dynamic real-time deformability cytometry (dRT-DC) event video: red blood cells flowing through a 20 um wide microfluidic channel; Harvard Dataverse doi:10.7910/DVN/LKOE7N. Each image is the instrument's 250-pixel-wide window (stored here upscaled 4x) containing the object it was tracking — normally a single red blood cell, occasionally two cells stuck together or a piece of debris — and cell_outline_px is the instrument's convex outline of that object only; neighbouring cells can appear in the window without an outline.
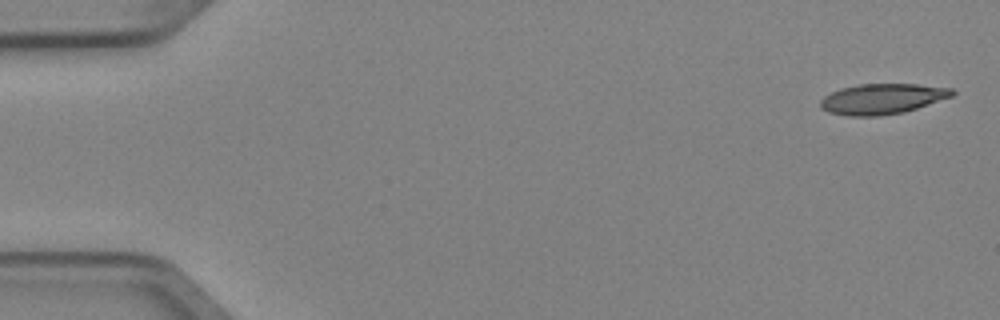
{"species": "Egyptian fruit bat (a non-hibernating species)", "species_latin": "Rousettus aegyptiacus", "temperature_condition": "cold", "stored_images_in_passage": 5, "camera_frame_rate_fps": 3000, "um_per_image_px": 0.085, "animal": {"sex": "female"}, "frame": {"image": 1, "passage_image": 1, "time_ms": 0.0, "image_size_px": [1000, 320], "cell_outline_px": [[956, 92], [952, 96], [904, 112], [880, 116], [848, 116], [828, 112], [820, 108], [820, 100], [824, 96], [840, 88], [860, 84], [916, 84], [952, 88]], "centroid_in_image_um": [74.96, 8.4], "position_along_channel_um": 10.0, "area_um2": 23.35}}
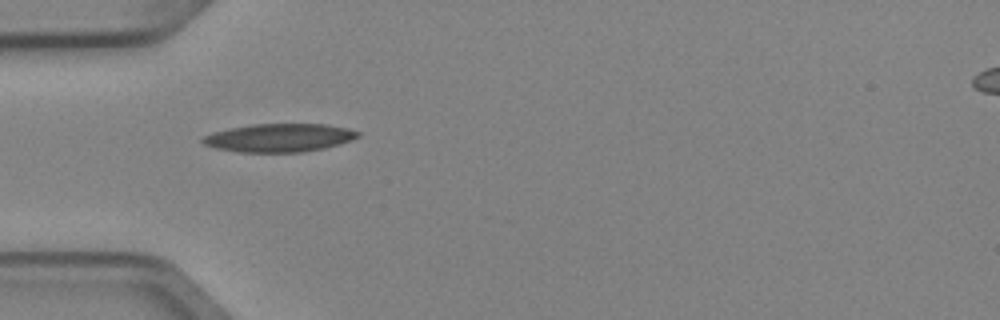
{"frame": {"image": 2, "passage_image": 4, "time_ms": 1.0, "image_size_px": [1000, 320], "cell_outline_px": [[360, 136], [352, 140], [340, 144], [324, 148], [304, 152], [240, 152], [216, 148], [204, 144], [200, 140], [204, 136], [212, 132], [228, 128], [252, 124], [328, 124], [348, 128], [360, 132]], "centroid_in_image_um": [23.75, 11.7], "position_along_channel_um": 61.2, "area_um2": 25.72}}
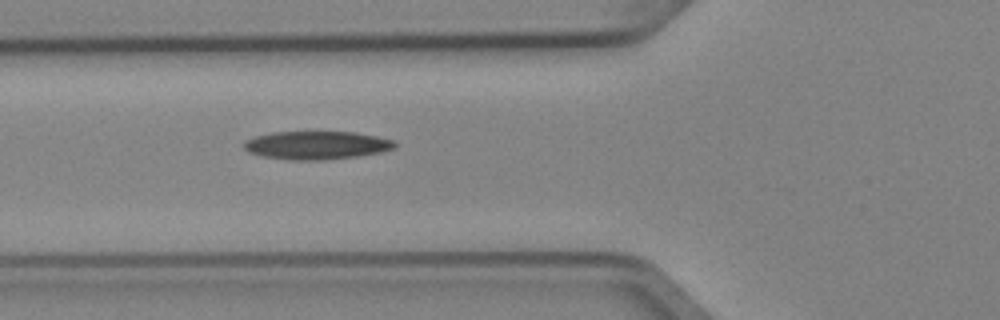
{"frame": {"image": 3, "passage_image": 5, "time_ms": 1.333, "image_size_px": [1000, 320], "cell_outline_px": [[396, 148], [380, 152], [356, 156], [324, 160], [288, 160], [260, 156], [248, 152], [244, 148], [244, 140], [256, 136], [272, 132], [356, 132], [376, 136], [392, 140], [396, 144]], "centroid_in_image_um": [26.87, 12.35], "position_along_channel_um": 98.9, "area_um2": 24.85}}